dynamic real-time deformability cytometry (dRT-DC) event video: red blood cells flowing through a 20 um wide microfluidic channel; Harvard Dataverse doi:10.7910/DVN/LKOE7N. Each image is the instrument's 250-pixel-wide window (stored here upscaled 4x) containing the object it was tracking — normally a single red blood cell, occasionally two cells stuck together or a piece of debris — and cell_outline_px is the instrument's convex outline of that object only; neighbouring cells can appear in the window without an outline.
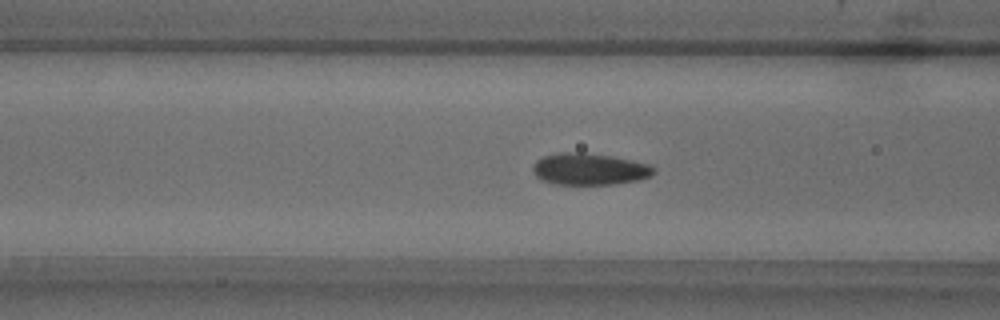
{"species": "common noctule bat (a hibernating species)", "species_latin": "Nyctalus noctula", "temperature_condition": "warm", "stored_images_in_passage": 52, "camera_frame_rate_fps": 3000, "um_per_image_px": 0.085, "animal": {"sex": "male", "body_mass_g": 18.8}, "frame": {"image": 1, "passage_image": 19, "time_ms": 6.0, "image_size_px": [1000, 320], "cell_outline_px": [[656, 172], [652, 176], [640, 180], [616, 184], [552, 184], [540, 180], [532, 172], [532, 164], [536, 160], [544, 156], [556, 152], [584, 152], [612, 156], [632, 160], [648, 164], [656, 168]], "centroid_in_image_um": [50.09, 14.37], "position_along_channel_um": 116.5, "area_um2": 22.83}}
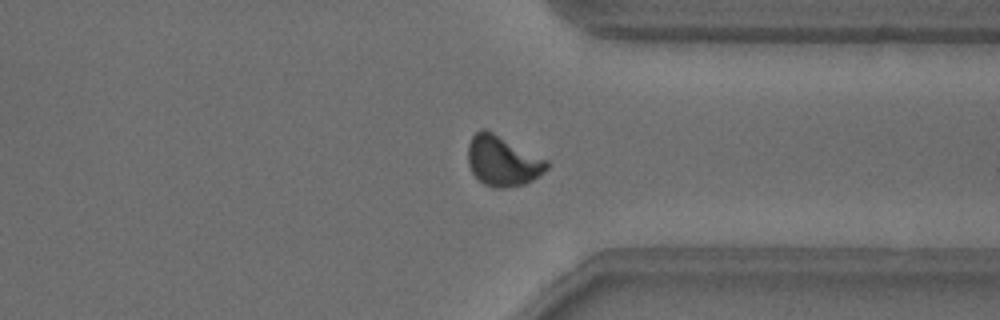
{"frame": {"image": 2, "passage_image": 39, "time_ms": 12.667, "image_size_px": [1000, 320], "cell_outline_px": [[548, 168], [544, 172], [532, 180], [524, 184], [504, 188], [492, 188], [484, 184], [472, 172], [468, 164], [468, 144], [472, 136], [480, 128], [484, 128], [548, 160]], "centroid_in_image_um": [42.71, 13.68], "position_along_channel_um": 368.7, "area_um2": 22.95}}
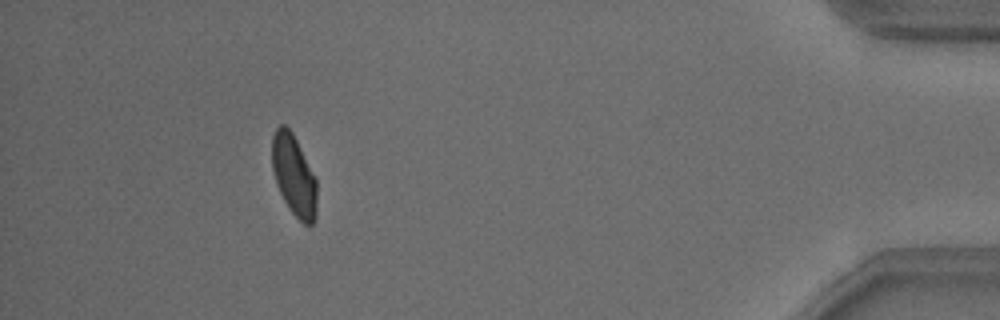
{"frame": {"image": 3, "passage_image": 47, "time_ms": 15.333, "image_size_px": [1000, 320], "cell_outline_px": [[316, 216], [312, 224], [304, 224], [288, 208], [276, 184], [272, 168], [272, 136], [276, 128], [280, 124], [284, 124], [292, 132], [316, 180]], "centroid_in_image_um": [24.96, 14.91], "position_along_channel_um": 410.2, "area_um2": 20.87}, "authors_computed_cell_mechanics": {"area_um2": 21.7328, "velocity_mm_per_s": 3.8082, "shape_relaxation_time_tau1_ms": 4.3508, "shape_relaxation_time_tau2_ms": 0.842, "deformation_change_tau1": 0.131, "deformation_change_tau2": 0.0461}}